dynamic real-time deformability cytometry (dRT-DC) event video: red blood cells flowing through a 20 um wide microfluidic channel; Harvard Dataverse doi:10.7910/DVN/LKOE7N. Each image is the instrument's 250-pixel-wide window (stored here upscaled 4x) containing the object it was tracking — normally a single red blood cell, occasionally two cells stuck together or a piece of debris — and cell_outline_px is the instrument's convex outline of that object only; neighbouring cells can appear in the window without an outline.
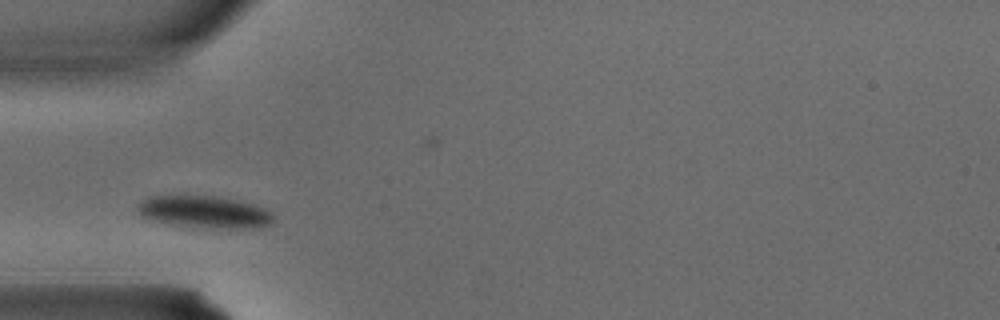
{"species": "common noctule bat (a hibernating species)", "species_latin": "Nyctalus noctula", "temperature_condition": "warm", "stored_images_in_passage": 2, "camera_frame_rate_fps": 3000, "um_per_image_px": 0.085, "animal": {"sex": "male", "body_mass_g": 15.6}, "frame": {"image": 1, "passage_image": 2, "time_ms": 0.333, "image_size_px": [1000, 320], "cell_outline_px": [[272, 220], [268, 224], [260, 228], [216, 228], [172, 224], [156, 220], [144, 216], [136, 212], [136, 204], [140, 200], [148, 196], [212, 196], [232, 200], [264, 208], [272, 216]], "centroid_in_image_um": [17.29, 18.01], "position_along_channel_um": 67.7, "area_um2": 24.8}}